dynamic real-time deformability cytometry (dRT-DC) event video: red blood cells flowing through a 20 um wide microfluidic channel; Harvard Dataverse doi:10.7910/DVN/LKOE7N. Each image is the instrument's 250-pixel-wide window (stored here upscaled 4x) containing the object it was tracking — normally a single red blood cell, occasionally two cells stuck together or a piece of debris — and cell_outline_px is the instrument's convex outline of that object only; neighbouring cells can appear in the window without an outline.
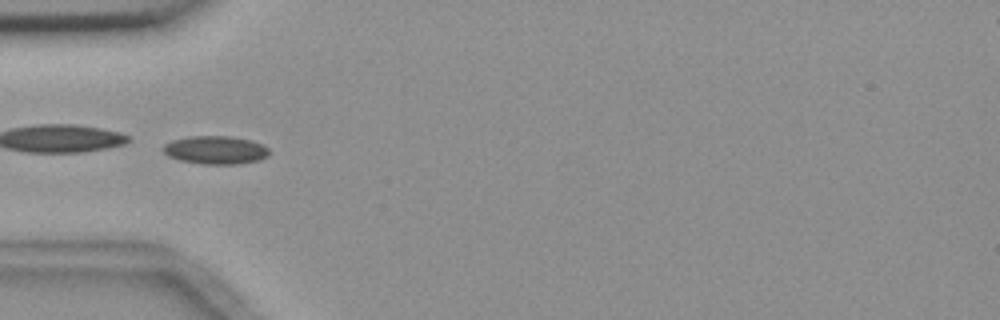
{"species": "common noctule bat (a hibernating species)", "species_latin": "Nyctalus noctula", "temperature_condition": "room temperature", "stored_images_in_passage": 4, "camera_frame_rate_fps": 3000, "um_per_image_px": 0.085, "animal": {"sex": "female", "body_mass_g": 18.4}, "frame": {"image": 1, "passage_image": 4, "time_ms": 4.667, "image_size_px": [1000, 320], "cell_outline_px": [[268, 156], [260, 160], [240, 164], [200, 164], [180, 160], [168, 156], [160, 148], [164, 144], [172, 140], [188, 136], [232, 136], [252, 140], [268, 148]], "centroid_in_image_um": [18.3, 12.75], "position_along_channel_um": 66.7, "area_um2": 17.63}}